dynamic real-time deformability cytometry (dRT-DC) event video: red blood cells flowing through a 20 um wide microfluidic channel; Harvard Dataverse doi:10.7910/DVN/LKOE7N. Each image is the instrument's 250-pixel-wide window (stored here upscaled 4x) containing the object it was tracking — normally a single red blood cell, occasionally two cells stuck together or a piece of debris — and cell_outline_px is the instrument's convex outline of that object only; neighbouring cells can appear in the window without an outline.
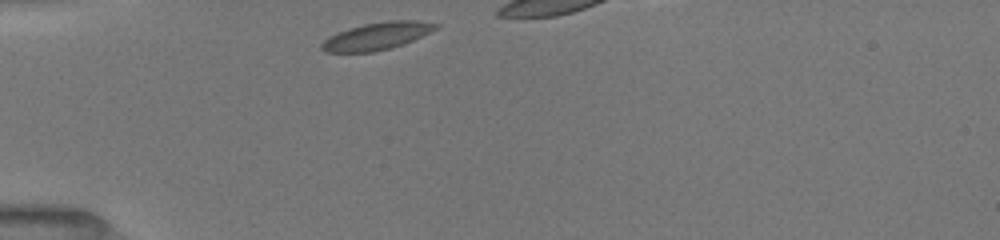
{"species": "common noctule bat (a hibernating species)", "species_latin": "Nyctalus noctula", "temperature_condition": "room temperature", "stored_images_in_passage": 26, "camera_frame_rate_fps": 3000, "um_per_image_px": 0.085, "animal": {"sex": "female", "body_mass_g": 19.5, "forearm_length_mm": 54.1}, "frame": {"image": 1, "passage_image": 1, "time_ms": 0.0, "image_size_px": [1000, 240], "cell_outline_px": [[440, 24], [436, 28], [412, 40], [388, 48], [372, 52], [324, 52], [320, 48], [320, 44], [328, 36], [348, 28], [364, 24], [388, 20], [416, 20]], "centroid_in_image_um": [31.96, 3.06], "position_along_channel_um": 53.0, "area_um2": 17.92}}
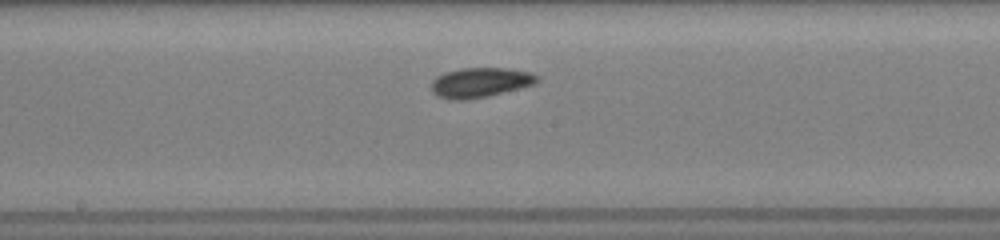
{"frame": {"image": 2, "passage_image": 13, "time_ms": 4.333, "image_size_px": [1000, 240], "cell_outline_px": [[540, 80], [532, 84], [488, 96], [468, 100], [448, 100], [436, 96], [432, 92], [432, 80], [436, 76], [444, 72], [460, 68], [508, 68], [528, 72], [540, 76]], "centroid_in_image_um": [40.76, 7.01], "position_along_channel_um": 207.4, "area_um2": 18.44}}
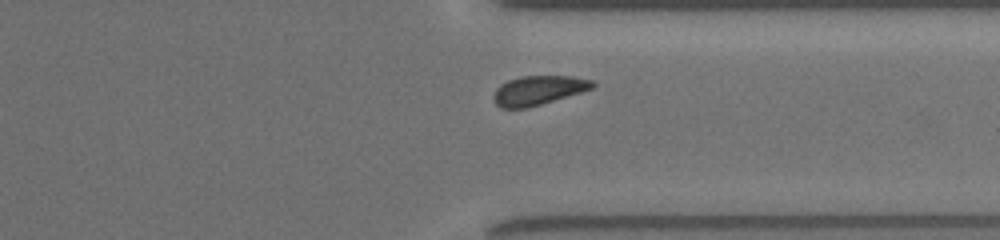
{"frame": {"image": 3, "passage_image": 25, "time_ms": 8.333, "image_size_px": [1000, 240], "cell_outline_px": [[596, 84], [592, 88], [580, 92], [528, 108], [500, 108], [492, 100], [492, 96], [496, 88], [500, 84], [508, 80], [520, 76], [572, 76], [592, 80]], "centroid_in_image_um": [45.7, 7.67], "position_along_channel_um": 365.7, "area_um2": 16.88}}